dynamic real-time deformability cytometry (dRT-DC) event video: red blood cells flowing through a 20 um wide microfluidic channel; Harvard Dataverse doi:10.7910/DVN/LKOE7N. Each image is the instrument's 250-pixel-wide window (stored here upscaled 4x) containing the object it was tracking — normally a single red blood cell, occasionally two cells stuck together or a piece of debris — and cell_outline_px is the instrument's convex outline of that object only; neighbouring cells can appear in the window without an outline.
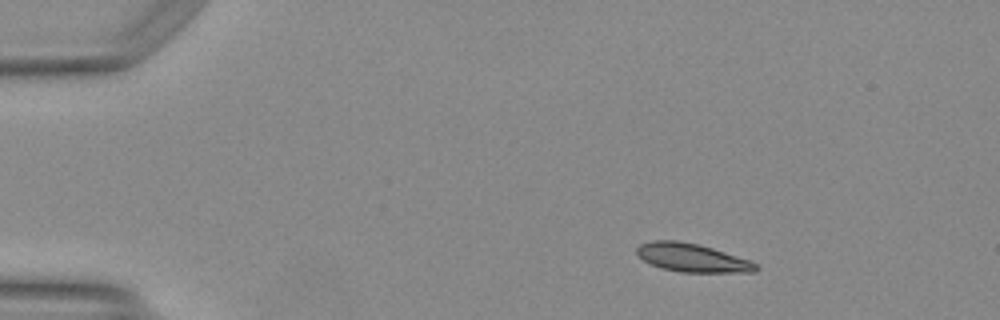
{"species": "Egyptian fruit bat (a non-hibernating species)", "species_latin": "Rousettus aegyptiacus", "temperature_condition": "warm", "stored_images_in_passage": 30, "camera_frame_rate_fps": 3000, "um_per_image_px": 0.085, "animal": {"sex": "female"}, "frame": {"image": 1, "passage_image": 1, "time_ms": 0.0, "image_size_px": [1000, 320], "cell_outline_px": [[760, 268], [756, 272], [680, 272], [664, 268], [652, 264], [644, 260], [636, 252], [636, 248], [640, 244], [652, 240], [680, 240], [700, 244], [752, 260]], "centroid_in_image_um": [58.88, 21.89], "position_along_channel_um": 26.1, "area_um2": 19.83}}
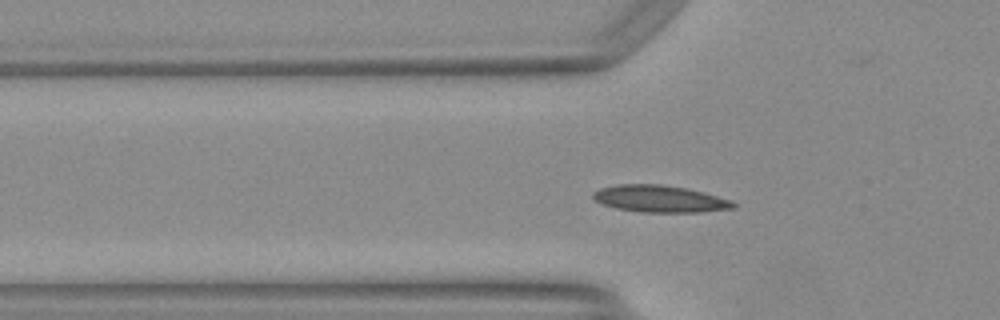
{"frame": {"image": 2, "passage_image": 10, "time_ms": 3.0, "image_size_px": [1000, 320], "cell_outline_px": [[736, 208], [700, 212], [644, 212], [616, 208], [604, 204], [596, 200], [592, 196], [592, 192], [600, 188], [616, 184], [660, 184], [688, 188], [704, 192], [728, 200], [736, 204]], "centroid_in_image_um": [56.07, 16.89], "position_along_channel_um": 69.7, "area_um2": 21.91}}
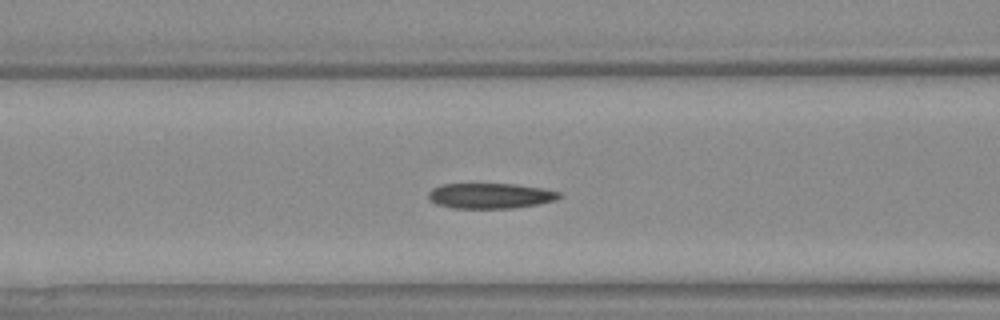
{"frame": {"image": 3, "passage_image": 14, "time_ms": 4.333, "image_size_px": [1000, 320], "cell_outline_px": [[560, 196], [556, 200], [536, 204], [512, 208], [452, 208], [436, 204], [428, 200], [428, 192], [432, 188], [444, 184], [516, 184], [544, 188], [560, 192]], "centroid_in_image_um": [41.64, 16.64], "position_along_channel_um": 125.0, "area_um2": 19.36}}